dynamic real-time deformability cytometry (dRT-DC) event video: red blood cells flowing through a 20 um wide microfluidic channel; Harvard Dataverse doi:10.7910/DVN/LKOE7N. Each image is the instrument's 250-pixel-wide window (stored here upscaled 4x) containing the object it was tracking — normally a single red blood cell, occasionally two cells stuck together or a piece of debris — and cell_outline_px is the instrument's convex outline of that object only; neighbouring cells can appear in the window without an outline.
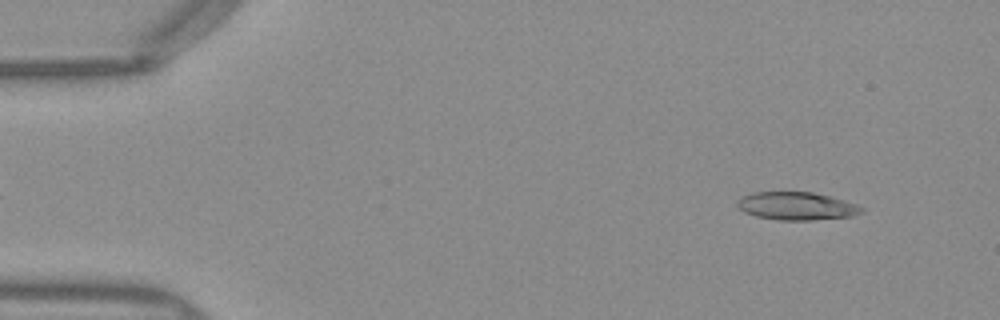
{"species": "Egyptian fruit bat (a non-hibernating species)", "species_latin": "Rousettus aegyptiacus", "temperature_condition": "warm", "stored_images_in_passage": 23, "camera_frame_rate_fps": 3000, "um_per_image_px": 0.085, "frame": {"image": 1, "passage_image": 4, "time_ms": 1.0, "image_size_px": [1000, 320], "cell_outline_px": [[864, 212], [852, 216], [812, 220], [780, 220], [756, 216], [744, 212], [736, 204], [736, 200], [752, 192], [812, 192], [828, 196], [856, 204], [864, 208]], "centroid_in_image_um": [67.7, 17.51], "position_along_channel_um": 17.3, "area_um2": 20.11}}
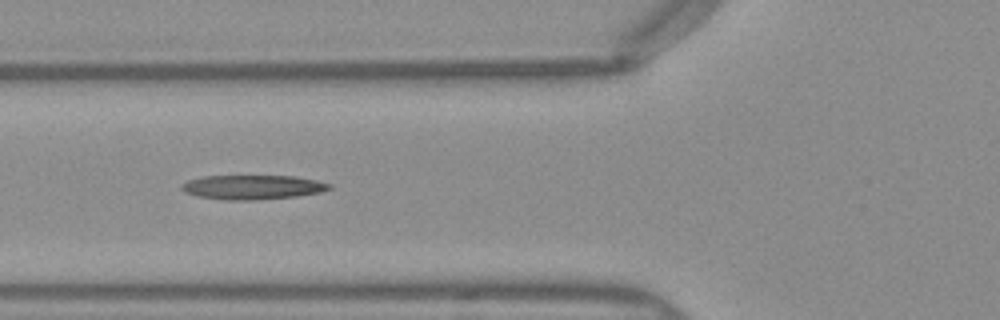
{"frame": {"image": 2, "passage_image": 18, "time_ms": 5.667, "image_size_px": [1000, 320], "cell_outline_px": [[332, 188], [320, 192], [296, 196], [252, 200], [228, 200], [200, 196], [184, 192], [180, 188], [188, 180], [204, 176], [292, 176], [316, 180], [332, 184]], "centroid_in_image_um": [21.49, 15.9], "position_along_channel_um": 104.3, "area_um2": 20.69}}
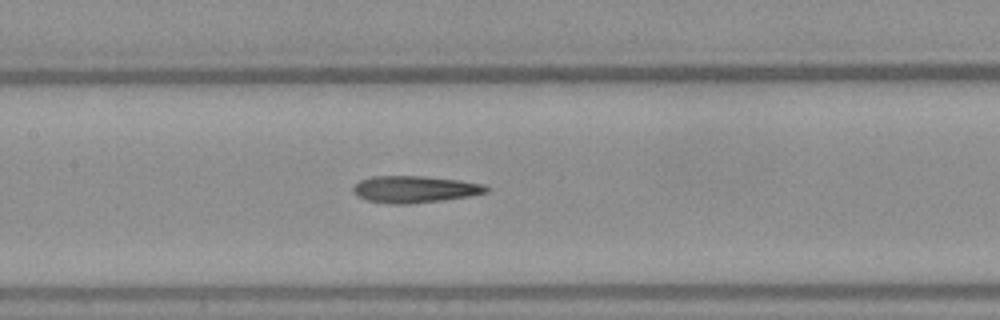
{"frame": {"image": 3, "passage_image": 23, "time_ms": 7.333, "image_size_px": [1000, 320], "cell_outline_px": [[488, 192], [468, 196], [440, 200], [408, 204], [392, 204], [368, 200], [356, 196], [352, 192], [352, 188], [360, 180], [372, 176], [424, 176], [460, 180], [484, 184], [488, 188]], "centroid_in_image_um": [35.22, 16.08], "position_along_channel_um": 172.2, "area_um2": 20.75}}